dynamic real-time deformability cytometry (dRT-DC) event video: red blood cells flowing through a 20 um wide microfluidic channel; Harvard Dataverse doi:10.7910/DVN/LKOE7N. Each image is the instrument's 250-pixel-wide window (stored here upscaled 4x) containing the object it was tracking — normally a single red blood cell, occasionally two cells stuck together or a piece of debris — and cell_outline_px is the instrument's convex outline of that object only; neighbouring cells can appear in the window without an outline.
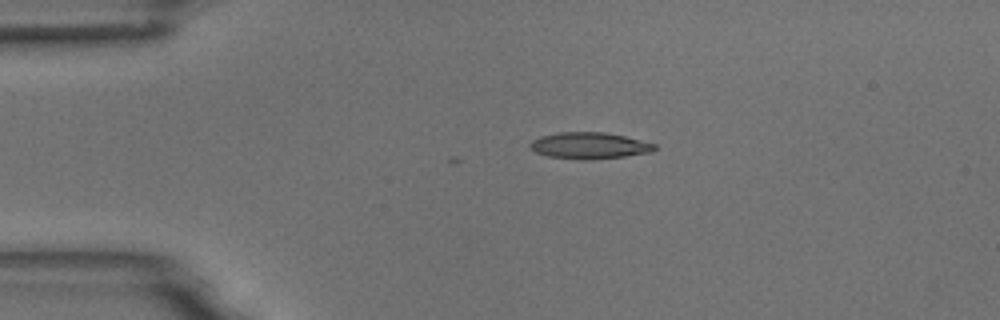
{"species": "common noctule bat (a hibernating species)", "species_latin": "Nyctalus noctula", "temperature_condition": "room temperature", "stored_images_in_passage": 5, "camera_frame_rate_fps": 3000, "um_per_image_px": 0.085, "animal": {"sex": "male", "body_mass_g": 18.8}, "frame": {"image": 1, "passage_image": 1, "time_ms": 0.0, "image_size_px": [1000, 320], "cell_outline_px": [[656, 148], [652, 152], [624, 156], [588, 160], [580, 160], [548, 156], [536, 152], [528, 148], [528, 144], [532, 140], [540, 136], [560, 132], [604, 132], [624, 136], [656, 144]], "centroid_in_image_um": [50.06, 12.38], "position_along_channel_um": 34.9, "area_um2": 19.25}}